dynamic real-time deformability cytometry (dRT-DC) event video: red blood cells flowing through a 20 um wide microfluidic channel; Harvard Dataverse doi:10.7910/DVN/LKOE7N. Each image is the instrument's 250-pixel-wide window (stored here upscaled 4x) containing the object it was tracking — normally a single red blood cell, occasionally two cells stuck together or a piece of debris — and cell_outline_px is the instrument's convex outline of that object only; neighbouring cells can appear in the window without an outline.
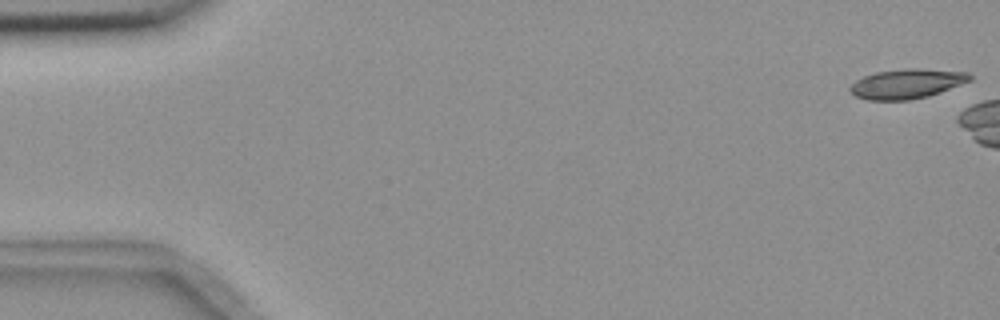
{"species": "common noctule bat (a hibernating species)", "species_latin": "Nyctalus noctula", "temperature_condition": "room temperature", "stored_images_in_passage": 3, "camera_frame_rate_fps": 3000, "um_per_image_px": 0.085, "animal": {"sex": "female", "body_mass_g": 18.4}, "frame": {"image": 1, "passage_image": 1, "time_ms": 0.0, "image_size_px": [1000, 320], "cell_outline_px": [[972, 80], [940, 92], [928, 96], [908, 100], [868, 100], [856, 96], [848, 88], [856, 80], [864, 76], [876, 72], [904, 68], [920, 68], [968, 72], [972, 76]], "centroid_in_image_um": [77.1, 7.11], "position_along_channel_um": 7.9, "area_um2": 20.69}}